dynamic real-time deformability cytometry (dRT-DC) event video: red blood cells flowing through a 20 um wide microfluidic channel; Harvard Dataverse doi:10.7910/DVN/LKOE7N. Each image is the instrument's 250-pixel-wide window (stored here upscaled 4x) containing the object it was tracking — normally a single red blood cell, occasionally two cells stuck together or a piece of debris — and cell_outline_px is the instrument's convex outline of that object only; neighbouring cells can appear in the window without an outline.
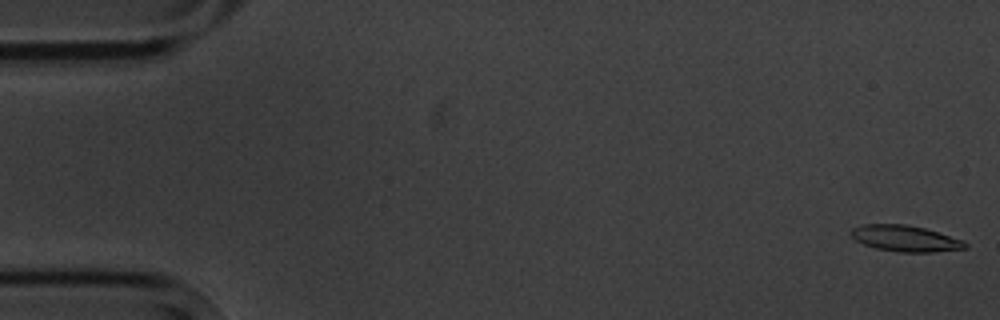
{"species": "common noctule bat (a hibernating species)", "species_latin": "Nyctalus noctula", "temperature_condition": "cold", "stored_images_in_passage": 5, "camera_frame_rate_fps": 3000, "um_per_image_px": 0.085, "animal": {"sex": "male", "body_mass_g": 20.1, "forearm_length_mm": 53.5}, "frame": {"image": 1, "passage_image": 1, "time_ms": 0.0, "image_size_px": [1000, 320], "cell_outline_px": [[968, 248], [932, 252], [900, 252], [876, 248], [864, 244], [856, 240], [852, 236], [852, 228], [864, 224], [904, 224], [924, 228], [964, 240], [968, 244]], "centroid_in_image_um": [76.99, 20.27], "position_along_channel_um": 8.0, "area_um2": 17.22}}
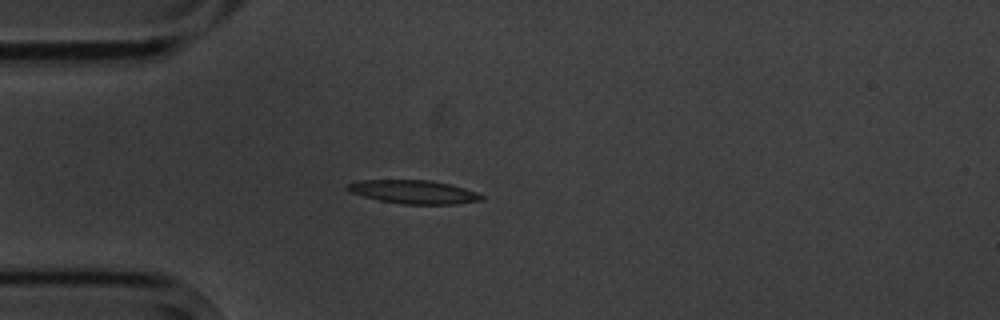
{"frame": {"image": 2, "passage_image": 5, "time_ms": 4.667, "image_size_px": [1000, 320], "cell_outline_px": [[484, 200], [456, 204], [400, 204], [380, 200], [364, 196], [352, 192], [348, 188], [348, 184], [360, 180], [432, 180], [464, 188], [476, 192], [484, 196]], "centroid_in_image_um": [35.22, 16.31], "position_along_channel_um": 49.8, "area_um2": 18.15}}